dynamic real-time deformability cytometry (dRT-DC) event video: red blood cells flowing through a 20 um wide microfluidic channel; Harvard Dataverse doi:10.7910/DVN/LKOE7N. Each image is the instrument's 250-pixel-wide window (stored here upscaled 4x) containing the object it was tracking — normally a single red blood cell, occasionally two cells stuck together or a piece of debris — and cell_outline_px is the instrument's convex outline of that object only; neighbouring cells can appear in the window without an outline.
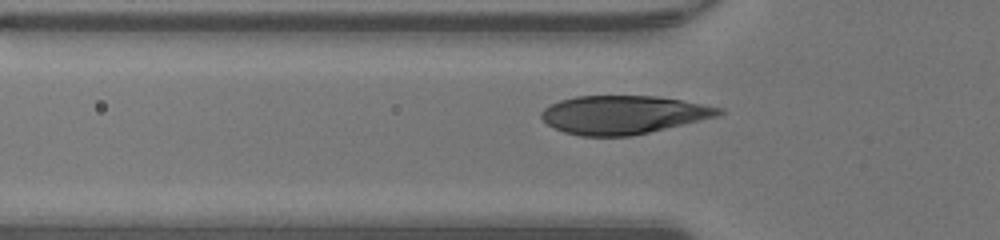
{"species": "human", "species_latin": "Homo sapiens", "temperature_condition": "warm", "stored_images_in_passage": 34, "camera_frame_rate_fps": 3000, "um_per_image_px": 0.085, "donor": {"sex": "male"}, "frame": {"image": 1, "passage_image": 4, "time_ms": 1.0, "image_size_px": [1000, 240], "cell_outline_px": [[724, 112], [720, 116], [632, 136], [580, 136], [564, 132], [548, 124], [540, 116], [540, 112], [544, 108], [560, 100], [576, 96], [656, 96], [680, 100], [724, 108]], "centroid_in_image_um": [53.0, 9.75], "position_along_channel_um": 72.8, "area_um2": 39.65}}
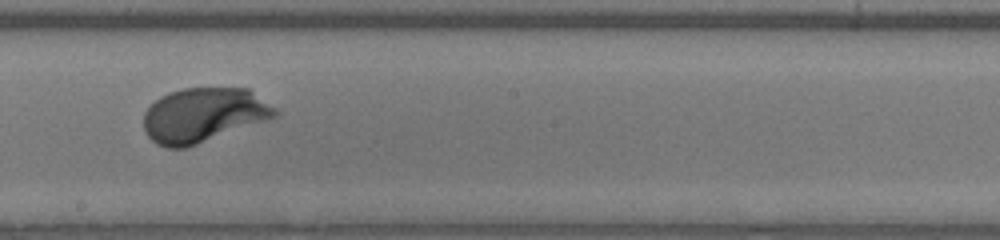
{"frame": {"image": 2, "passage_image": 15, "time_ms": 4.667, "image_size_px": [1000, 240], "cell_outline_px": [[280, 112], [276, 116], [268, 120], [184, 148], [168, 148], [156, 144], [148, 136], [144, 128], [144, 112], [160, 96], [168, 92], [184, 88], [248, 88], [276, 108]], "centroid_in_image_um": [17.3, 9.77], "position_along_channel_um": 230.9, "area_um2": 41.56}}
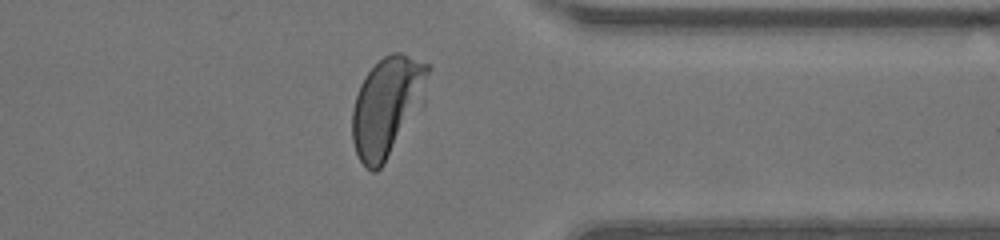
{"frame": {"image": 3, "passage_image": 26, "time_ms": 8.333, "image_size_px": [1000, 240], "cell_outline_px": [[432, 68], [424, 104], [384, 164], [376, 172], [372, 172], [364, 168], [356, 152], [352, 140], [352, 108], [360, 84], [364, 76], [384, 56], [392, 52], [400, 52], [428, 64]], "centroid_in_image_um": [32.93, 9.05], "position_along_channel_um": 378.5, "area_um2": 44.51}, "authors_computed_cell_mechanics": {"area_um2": 41.6449, "velocity_mm_per_s": 4.2698, "shape_relaxation_time_tau1_ms": 1.5494, "shape_relaxation_time_tau2_ms": null, "deformation_change_tau1": 0.1611, "deformation_change_tau2": null}}